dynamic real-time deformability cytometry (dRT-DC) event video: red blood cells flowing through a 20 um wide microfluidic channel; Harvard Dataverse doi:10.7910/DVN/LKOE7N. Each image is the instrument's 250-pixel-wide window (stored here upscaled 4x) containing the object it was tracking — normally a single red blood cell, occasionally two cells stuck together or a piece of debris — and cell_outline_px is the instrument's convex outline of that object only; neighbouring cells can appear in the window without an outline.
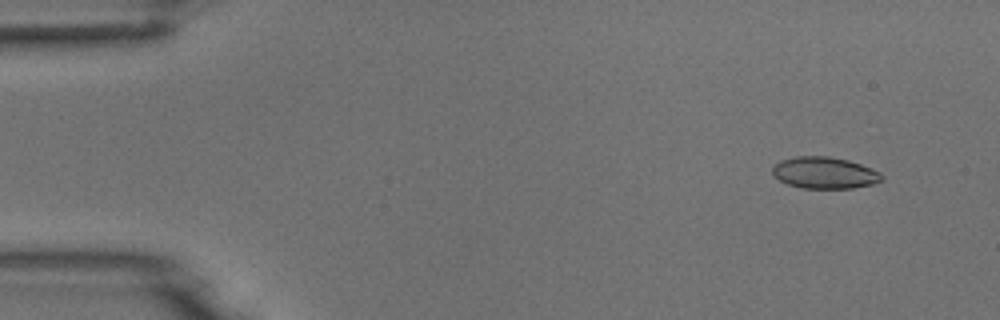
{"species": "common noctule bat (a hibernating species)", "species_latin": "Nyctalus noctula", "temperature_condition": "room temperature", "stored_images_in_passage": 5, "camera_frame_rate_fps": 3000, "um_per_image_px": 0.085, "animal": {"sex": "male", "body_mass_g": 18.8}, "frame": {"image": 1, "passage_image": 2, "time_ms": 1.333, "image_size_px": [1000, 320], "cell_outline_px": [[884, 176], [880, 180], [872, 184], [852, 188], [800, 188], [788, 184], [780, 180], [772, 172], [772, 168], [780, 160], [796, 156], [828, 156], [848, 160], [860, 164], [880, 172]], "centroid_in_image_um": [70.08, 14.68], "position_along_channel_um": 14.9, "area_um2": 20.0}}
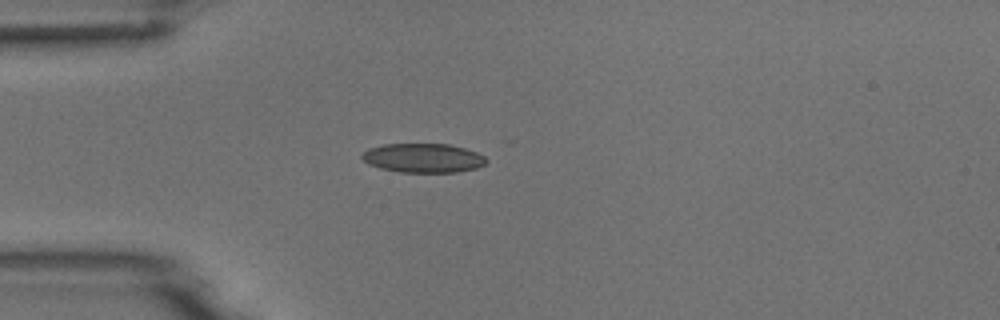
{"frame": {"image": 2, "passage_image": 5, "time_ms": 4.667, "image_size_px": [1000, 320], "cell_outline_px": [[488, 160], [484, 164], [476, 168], [456, 172], [400, 172], [380, 168], [368, 164], [360, 156], [368, 148], [384, 144], [448, 144], [464, 148], [476, 152], [484, 156]], "centroid_in_image_um": [35.95, 13.43], "position_along_channel_um": 49.0, "area_um2": 21.04}}